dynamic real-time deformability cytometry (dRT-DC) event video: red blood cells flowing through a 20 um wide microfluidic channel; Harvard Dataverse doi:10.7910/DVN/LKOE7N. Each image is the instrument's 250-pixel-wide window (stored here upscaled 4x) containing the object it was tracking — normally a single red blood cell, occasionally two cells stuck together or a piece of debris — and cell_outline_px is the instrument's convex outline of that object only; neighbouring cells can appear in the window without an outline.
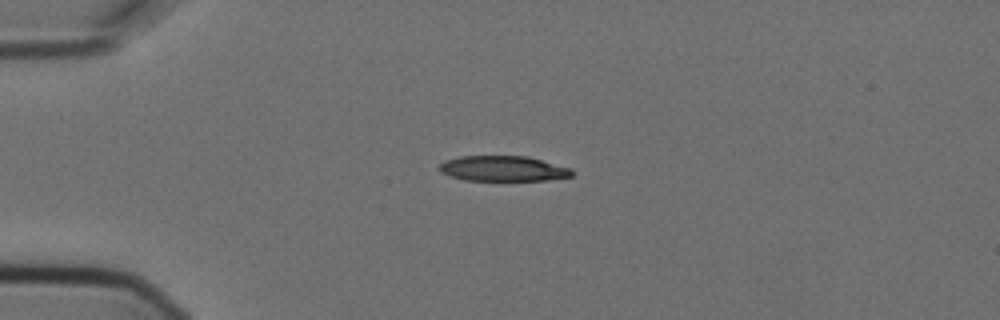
{"species": "Egyptian fruit bat (a non-hibernating species)", "species_latin": "Rousettus aegyptiacus", "temperature_condition": "cold", "stored_images_in_passage": 2, "camera_frame_rate_fps": 3000, "um_per_image_px": 0.085, "animal": {"sex": "female"}, "frame": {"image": 1, "passage_image": 1, "time_ms": 0.0, "image_size_px": [1000, 320], "cell_outline_px": [[572, 176], [548, 180], [464, 180], [448, 176], [440, 172], [436, 168], [444, 160], [460, 156], [528, 156], [572, 168]], "centroid_in_image_um": [42.72, 14.32], "position_along_channel_um": 42.3, "area_um2": 19.77}}